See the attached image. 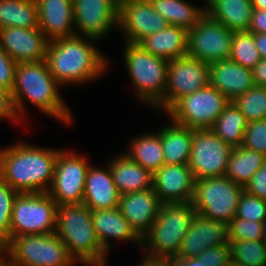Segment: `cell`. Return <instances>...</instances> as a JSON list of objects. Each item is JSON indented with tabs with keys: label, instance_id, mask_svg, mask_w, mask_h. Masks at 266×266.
I'll list each match as a JSON object with an SVG mask.
<instances>
[{
	"label": "cell",
	"instance_id": "obj_1",
	"mask_svg": "<svg viewBox=\"0 0 266 266\" xmlns=\"http://www.w3.org/2000/svg\"><path fill=\"white\" fill-rule=\"evenodd\" d=\"M58 154L59 149L26 143L1 148L0 176L18 193H46L54 179Z\"/></svg>",
	"mask_w": 266,
	"mask_h": 266
},
{
	"label": "cell",
	"instance_id": "obj_2",
	"mask_svg": "<svg viewBox=\"0 0 266 266\" xmlns=\"http://www.w3.org/2000/svg\"><path fill=\"white\" fill-rule=\"evenodd\" d=\"M94 40L75 35L48 43L45 61L61 86L94 80L106 70V58L96 49Z\"/></svg>",
	"mask_w": 266,
	"mask_h": 266
},
{
	"label": "cell",
	"instance_id": "obj_3",
	"mask_svg": "<svg viewBox=\"0 0 266 266\" xmlns=\"http://www.w3.org/2000/svg\"><path fill=\"white\" fill-rule=\"evenodd\" d=\"M58 86L60 84L50 73L45 60L17 63L11 93L18 117L21 118V113L25 109V98L43 113L66 124L71 123L72 114L59 95Z\"/></svg>",
	"mask_w": 266,
	"mask_h": 266
},
{
	"label": "cell",
	"instance_id": "obj_4",
	"mask_svg": "<svg viewBox=\"0 0 266 266\" xmlns=\"http://www.w3.org/2000/svg\"><path fill=\"white\" fill-rule=\"evenodd\" d=\"M55 233L65 243L75 262L88 266H106L107 253L97 240L91 210L85 204L57 207Z\"/></svg>",
	"mask_w": 266,
	"mask_h": 266
},
{
	"label": "cell",
	"instance_id": "obj_5",
	"mask_svg": "<svg viewBox=\"0 0 266 266\" xmlns=\"http://www.w3.org/2000/svg\"><path fill=\"white\" fill-rule=\"evenodd\" d=\"M195 214L191 202L162 203L151 229L142 238L145 255L154 259L177 256Z\"/></svg>",
	"mask_w": 266,
	"mask_h": 266
},
{
	"label": "cell",
	"instance_id": "obj_6",
	"mask_svg": "<svg viewBox=\"0 0 266 266\" xmlns=\"http://www.w3.org/2000/svg\"><path fill=\"white\" fill-rule=\"evenodd\" d=\"M0 253L13 266H71L76 263L56 233L14 237Z\"/></svg>",
	"mask_w": 266,
	"mask_h": 266
},
{
	"label": "cell",
	"instance_id": "obj_7",
	"mask_svg": "<svg viewBox=\"0 0 266 266\" xmlns=\"http://www.w3.org/2000/svg\"><path fill=\"white\" fill-rule=\"evenodd\" d=\"M124 59L139 99L156 106L164 97L169 61L131 43H126Z\"/></svg>",
	"mask_w": 266,
	"mask_h": 266
},
{
	"label": "cell",
	"instance_id": "obj_8",
	"mask_svg": "<svg viewBox=\"0 0 266 266\" xmlns=\"http://www.w3.org/2000/svg\"><path fill=\"white\" fill-rule=\"evenodd\" d=\"M57 207L47 192L18 193L12 207L10 241L21 235L55 233Z\"/></svg>",
	"mask_w": 266,
	"mask_h": 266
},
{
	"label": "cell",
	"instance_id": "obj_9",
	"mask_svg": "<svg viewBox=\"0 0 266 266\" xmlns=\"http://www.w3.org/2000/svg\"><path fill=\"white\" fill-rule=\"evenodd\" d=\"M244 187L225 176L195 180L191 201L196 213L226 224L236 217Z\"/></svg>",
	"mask_w": 266,
	"mask_h": 266
},
{
	"label": "cell",
	"instance_id": "obj_10",
	"mask_svg": "<svg viewBox=\"0 0 266 266\" xmlns=\"http://www.w3.org/2000/svg\"><path fill=\"white\" fill-rule=\"evenodd\" d=\"M230 101L210 84L179 99L166 113L172 123L191 129H210Z\"/></svg>",
	"mask_w": 266,
	"mask_h": 266
},
{
	"label": "cell",
	"instance_id": "obj_11",
	"mask_svg": "<svg viewBox=\"0 0 266 266\" xmlns=\"http://www.w3.org/2000/svg\"><path fill=\"white\" fill-rule=\"evenodd\" d=\"M234 33L205 14L188 31L187 55L207 64L230 59Z\"/></svg>",
	"mask_w": 266,
	"mask_h": 266
},
{
	"label": "cell",
	"instance_id": "obj_12",
	"mask_svg": "<svg viewBox=\"0 0 266 266\" xmlns=\"http://www.w3.org/2000/svg\"><path fill=\"white\" fill-rule=\"evenodd\" d=\"M209 85V64L185 55L170 60L164 97L155 106L168 111L179 99Z\"/></svg>",
	"mask_w": 266,
	"mask_h": 266
},
{
	"label": "cell",
	"instance_id": "obj_13",
	"mask_svg": "<svg viewBox=\"0 0 266 266\" xmlns=\"http://www.w3.org/2000/svg\"><path fill=\"white\" fill-rule=\"evenodd\" d=\"M90 165L85 157L61 151L56 160L54 179L47 192L58 206L82 204Z\"/></svg>",
	"mask_w": 266,
	"mask_h": 266
},
{
	"label": "cell",
	"instance_id": "obj_14",
	"mask_svg": "<svg viewBox=\"0 0 266 266\" xmlns=\"http://www.w3.org/2000/svg\"><path fill=\"white\" fill-rule=\"evenodd\" d=\"M232 149L211 129H193L188 166L195 180L225 176Z\"/></svg>",
	"mask_w": 266,
	"mask_h": 266
},
{
	"label": "cell",
	"instance_id": "obj_15",
	"mask_svg": "<svg viewBox=\"0 0 266 266\" xmlns=\"http://www.w3.org/2000/svg\"><path fill=\"white\" fill-rule=\"evenodd\" d=\"M75 32L98 40L118 26L119 0H72ZM101 38V39H100Z\"/></svg>",
	"mask_w": 266,
	"mask_h": 266
},
{
	"label": "cell",
	"instance_id": "obj_16",
	"mask_svg": "<svg viewBox=\"0 0 266 266\" xmlns=\"http://www.w3.org/2000/svg\"><path fill=\"white\" fill-rule=\"evenodd\" d=\"M168 22L153 7L143 0H119L118 26L125 31V42L138 44L146 36L163 30Z\"/></svg>",
	"mask_w": 266,
	"mask_h": 266
},
{
	"label": "cell",
	"instance_id": "obj_17",
	"mask_svg": "<svg viewBox=\"0 0 266 266\" xmlns=\"http://www.w3.org/2000/svg\"><path fill=\"white\" fill-rule=\"evenodd\" d=\"M48 43L39 27L0 28V46L17 63L44 61Z\"/></svg>",
	"mask_w": 266,
	"mask_h": 266
},
{
	"label": "cell",
	"instance_id": "obj_18",
	"mask_svg": "<svg viewBox=\"0 0 266 266\" xmlns=\"http://www.w3.org/2000/svg\"><path fill=\"white\" fill-rule=\"evenodd\" d=\"M227 243H229L228 224L196 213L182 240L177 256L180 258L198 257L212 246L218 247Z\"/></svg>",
	"mask_w": 266,
	"mask_h": 266
},
{
	"label": "cell",
	"instance_id": "obj_19",
	"mask_svg": "<svg viewBox=\"0 0 266 266\" xmlns=\"http://www.w3.org/2000/svg\"><path fill=\"white\" fill-rule=\"evenodd\" d=\"M195 178L188 164L162 165L153 173V189L161 203H190Z\"/></svg>",
	"mask_w": 266,
	"mask_h": 266
},
{
	"label": "cell",
	"instance_id": "obj_20",
	"mask_svg": "<svg viewBox=\"0 0 266 266\" xmlns=\"http://www.w3.org/2000/svg\"><path fill=\"white\" fill-rule=\"evenodd\" d=\"M160 202L153 188L120 195L118 208L142 239L158 216Z\"/></svg>",
	"mask_w": 266,
	"mask_h": 266
},
{
	"label": "cell",
	"instance_id": "obj_21",
	"mask_svg": "<svg viewBox=\"0 0 266 266\" xmlns=\"http://www.w3.org/2000/svg\"><path fill=\"white\" fill-rule=\"evenodd\" d=\"M39 28L50 42L75 36L72 0H36Z\"/></svg>",
	"mask_w": 266,
	"mask_h": 266
},
{
	"label": "cell",
	"instance_id": "obj_22",
	"mask_svg": "<svg viewBox=\"0 0 266 266\" xmlns=\"http://www.w3.org/2000/svg\"><path fill=\"white\" fill-rule=\"evenodd\" d=\"M209 84L225 95L229 101L255 85L252 70L231 59L209 64Z\"/></svg>",
	"mask_w": 266,
	"mask_h": 266
},
{
	"label": "cell",
	"instance_id": "obj_23",
	"mask_svg": "<svg viewBox=\"0 0 266 266\" xmlns=\"http://www.w3.org/2000/svg\"><path fill=\"white\" fill-rule=\"evenodd\" d=\"M107 169L90 166L88 170L83 204L90 210L118 208L120 194L113 181L109 165Z\"/></svg>",
	"mask_w": 266,
	"mask_h": 266
},
{
	"label": "cell",
	"instance_id": "obj_24",
	"mask_svg": "<svg viewBox=\"0 0 266 266\" xmlns=\"http://www.w3.org/2000/svg\"><path fill=\"white\" fill-rule=\"evenodd\" d=\"M94 231L103 250L108 253L110 242L108 239L136 241L142 245V239L132 229L130 223L121 214L119 208L91 210Z\"/></svg>",
	"mask_w": 266,
	"mask_h": 266
},
{
	"label": "cell",
	"instance_id": "obj_25",
	"mask_svg": "<svg viewBox=\"0 0 266 266\" xmlns=\"http://www.w3.org/2000/svg\"><path fill=\"white\" fill-rule=\"evenodd\" d=\"M109 167L120 195L153 188V173L125 153L114 158Z\"/></svg>",
	"mask_w": 266,
	"mask_h": 266
},
{
	"label": "cell",
	"instance_id": "obj_26",
	"mask_svg": "<svg viewBox=\"0 0 266 266\" xmlns=\"http://www.w3.org/2000/svg\"><path fill=\"white\" fill-rule=\"evenodd\" d=\"M188 31L168 25L165 29L146 36L138 45L154 56L168 61L187 55Z\"/></svg>",
	"mask_w": 266,
	"mask_h": 266
},
{
	"label": "cell",
	"instance_id": "obj_27",
	"mask_svg": "<svg viewBox=\"0 0 266 266\" xmlns=\"http://www.w3.org/2000/svg\"><path fill=\"white\" fill-rule=\"evenodd\" d=\"M206 14L234 32L248 31L252 17L251 0H206Z\"/></svg>",
	"mask_w": 266,
	"mask_h": 266
},
{
	"label": "cell",
	"instance_id": "obj_28",
	"mask_svg": "<svg viewBox=\"0 0 266 266\" xmlns=\"http://www.w3.org/2000/svg\"><path fill=\"white\" fill-rule=\"evenodd\" d=\"M159 133L165 165L188 164L191 155L193 129L171 123V126L163 127Z\"/></svg>",
	"mask_w": 266,
	"mask_h": 266
},
{
	"label": "cell",
	"instance_id": "obj_29",
	"mask_svg": "<svg viewBox=\"0 0 266 266\" xmlns=\"http://www.w3.org/2000/svg\"><path fill=\"white\" fill-rule=\"evenodd\" d=\"M265 161L266 157L259 152L242 145L235 147L230 154L225 175L237 185L245 187Z\"/></svg>",
	"mask_w": 266,
	"mask_h": 266
},
{
	"label": "cell",
	"instance_id": "obj_30",
	"mask_svg": "<svg viewBox=\"0 0 266 266\" xmlns=\"http://www.w3.org/2000/svg\"><path fill=\"white\" fill-rule=\"evenodd\" d=\"M5 27H39L36 0H0V28Z\"/></svg>",
	"mask_w": 266,
	"mask_h": 266
},
{
	"label": "cell",
	"instance_id": "obj_31",
	"mask_svg": "<svg viewBox=\"0 0 266 266\" xmlns=\"http://www.w3.org/2000/svg\"><path fill=\"white\" fill-rule=\"evenodd\" d=\"M154 9L169 25L189 31L205 14V8H198L184 0H153Z\"/></svg>",
	"mask_w": 266,
	"mask_h": 266
},
{
	"label": "cell",
	"instance_id": "obj_32",
	"mask_svg": "<svg viewBox=\"0 0 266 266\" xmlns=\"http://www.w3.org/2000/svg\"><path fill=\"white\" fill-rule=\"evenodd\" d=\"M139 137L133 140L128 153L125 154L143 168L155 173L165 164L161 135L158 131L156 134Z\"/></svg>",
	"mask_w": 266,
	"mask_h": 266
},
{
	"label": "cell",
	"instance_id": "obj_33",
	"mask_svg": "<svg viewBox=\"0 0 266 266\" xmlns=\"http://www.w3.org/2000/svg\"><path fill=\"white\" fill-rule=\"evenodd\" d=\"M247 123L245 116L230 101L210 129L225 143L235 148L243 143Z\"/></svg>",
	"mask_w": 266,
	"mask_h": 266
},
{
	"label": "cell",
	"instance_id": "obj_34",
	"mask_svg": "<svg viewBox=\"0 0 266 266\" xmlns=\"http://www.w3.org/2000/svg\"><path fill=\"white\" fill-rule=\"evenodd\" d=\"M231 260L244 266H266L263 240H229Z\"/></svg>",
	"mask_w": 266,
	"mask_h": 266
},
{
	"label": "cell",
	"instance_id": "obj_35",
	"mask_svg": "<svg viewBox=\"0 0 266 266\" xmlns=\"http://www.w3.org/2000/svg\"><path fill=\"white\" fill-rule=\"evenodd\" d=\"M232 102L245 116L247 122L266 119V87L254 85Z\"/></svg>",
	"mask_w": 266,
	"mask_h": 266
},
{
	"label": "cell",
	"instance_id": "obj_36",
	"mask_svg": "<svg viewBox=\"0 0 266 266\" xmlns=\"http://www.w3.org/2000/svg\"><path fill=\"white\" fill-rule=\"evenodd\" d=\"M230 59L251 70L261 61L262 58L255 46L254 33H234Z\"/></svg>",
	"mask_w": 266,
	"mask_h": 266
},
{
	"label": "cell",
	"instance_id": "obj_37",
	"mask_svg": "<svg viewBox=\"0 0 266 266\" xmlns=\"http://www.w3.org/2000/svg\"><path fill=\"white\" fill-rule=\"evenodd\" d=\"M18 192L0 176V251L10 242L12 207Z\"/></svg>",
	"mask_w": 266,
	"mask_h": 266
},
{
	"label": "cell",
	"instance_id": "obj_38",
	"mask_svg": "<svg viewBox=\"0 0 266 266\" xmlns=\"http://www.w3.org/2000/svg\"><path fill=\"white\" fill-rule=\"evenodd\" d=\"M236 217L263 222L266 218V200L243 191L238 202Z\"/></svg>",
	"mask_w": 266,
	"mask_h": 266
},
{
	"label": "cell",
	"instance_id": "obj_39",
	"mask_svg": "<svg viewBox=\"0 0 266 266\" xmlns=\"http://www.w3.org/2000/svg\"><path fill=\"white\" fill-rule=\"evenodd\" d=\"M229 240H263L262 222L235 217L228 224Z\"/></svg>",
	"mask_w": 266,
	"mask_h": 266
},
{
	"label": "cell",
	"instance_id": "obj_40",
	"mask_svg": "<svg viewBox=\"0 0 266 266\" xmlns=\"http://www.w3.org/2000/svg\"><path fill=\"white\" fill-rule=\"evenodd\" d=\"M242 146L266 157V119L247 123Z\"/></svg>",
	"mask_w": 266,
	"mask_h": 266
},
{
	"label": "cell",
	"instance_id": "obj_41",
	"mask_svg": "<svg viewBox=\"0 0 266 266\" xmlns=\"http://www.w3.org/2000/svg\"><path fill=\"white\" fill-rule=\"evenodd\" d=\"M204 266H228L231 261L230 244L210 247L199 256Z\"/></svg>",
	"mask_w": 266,
	"mask_h": 266
},
{
	"label": "cell",
	"instance_id": "obj_42",
	"mask_svg": "<svg viewBox=\"0 0 266 266\" xmlns=\"http://www.w3.org/2000/svg\"><path fill=\"white\" fill-rule=\"evenodd\" d=\"M17 62L0 46V87L12 91L15 83Z\"/></svg>",
	"mask_w": 266,
	"mask_h": 266
},
{
	"label": "cell",
	"instance_id": "obj_43",
	"mask_svg": "<svg viewBox=\"0 0 266 266\" xmlns=\"http://www.w3.org/2000/svg\"><path fill=\"white\" fill-rule=\"evenodd\" d=\"M244 191L252 196L266 200V161L245 185Z\"/></svg>",
	"mask_w": 266,
	"mask_h": 266
},
{
	"label": "cell",
	"instance_id": "obj_44",
	"mask_svg": "<svg viewBox=\"0 0 266 266\" xmlns=\"http://www.w3.org/2000/svg\"><path fill=\"white\" fill-rule=\"evenodd\" d=\"M0 118L20 119L16 112L11 91L0 87Z\"/></svg>",
	"mask_w": 266,
	"mask_h": 266
},
{
	"label": "cell",
	"instance_id": "obj_45",
	"mask_svg": "<svg viewBox=\"0 0 266 266\" xmlns=\"http://www.w3.org/2000/svg\"><path fill=\"white\" fill-rule=\"evenodd\" d=\"M248 31L251 33H266V10L253 8Z\"/></svg>",
	"mask_w": 266,
	"mask_h": 266
},
{
	"label": "cell",
	"instance_id": "obj_46",
	"mask_svg": "<svg viewBox=\"0 0 266 266\" xmlns=\"http://www.w3.org/2000/svg\"><path fill=\"white\" fill-rule=\"evenodd\" d=\"M168 266H204L199 257L180 258L178 256H167L164 258Z\"/></svg>",
	"mask_w": 266,
	"mask_h": 266
},
{
	"label": "cell",
	"instance_id": "obj_47",
	"mask_svg": "<svg viewBox=\"0 0 266 266\" xmlns=\"http://www.w3.org/2000/svg\"><path fill=\"white\" fill-rule=\"evenodd\" d=\"M253 79L256 86L266 87V58L252 69Z\"/></svg>",
	"mask_w": 266,
	"mask_h": 266
},
{
	"label": "cell",
	"instance_id": "obj_48",
	"mask_svg": "<svg viewBox=\"0 0 266 266\" xmlns=\"http://www.w3.org/2000/svg\"><path fill=\"white\" fill-rule=\"evenodd\" d=\"M254 40L261 58H266V33H254Z\"/></svg>",
	"mask_w": 266,
	"mask_h": 266
},
{
	"label": "cell",
	"instance_id": "obj_49",
	"mask_svg": "<svg viewBox=\"0 0 266 266\" xmlns=\"http://www.w3.org/2000/svg\"><path fill=\"white\" fill-rule=\"evenodd\" d=\"M144 258V260L142 259L143 263L139 266H168L164 259L148 258L147 256Z\"/></svg>",
	"mask_w": 266,
	"mask_h": 266
},
{
	"label": "cell",
	"instance_id": "obj_50",
	"mask_svg": "<svg viewBox=\"0 0 266 266\" xmlns=\"http://www.w3.org/2000/svg\"><path fill=\"white\" fill-rule=\"evenodd\" d=\"M253 8L266 10V0H251Z\"/></svg>",
	"mask_w": 266,
	"mask_h": 266
},
{
	"label": "cell",
	"instance_id": "obj_51",
	"mask_svg": "<svg viewBox=\"0 0 266 266\" xmlns=\"http://www.w3.org/2000/svg\"><path fill=\"white\" fill-rule=\"evenodd\" d=\"M262 236H263V241L266 243V218L262 222Z\"/></svg>",
	"mask_w": 266,
	"mask_h": 266
},
{
	"label": "cell",
	"instance_id": "obj_52",
	"mask_svg": "<svg viewBox=\"0 0 266 266\" xmlns=\"http://www.w3.org/2000/svg\"><path fill=\"white\" fill-rule=\"evenodd\" d=\"M228 266H244V265L239 264V263H237V262L231 260Z\"/></svg>",
	"mask_w": 266,
	"mask_h": 266
}]
</instances>
